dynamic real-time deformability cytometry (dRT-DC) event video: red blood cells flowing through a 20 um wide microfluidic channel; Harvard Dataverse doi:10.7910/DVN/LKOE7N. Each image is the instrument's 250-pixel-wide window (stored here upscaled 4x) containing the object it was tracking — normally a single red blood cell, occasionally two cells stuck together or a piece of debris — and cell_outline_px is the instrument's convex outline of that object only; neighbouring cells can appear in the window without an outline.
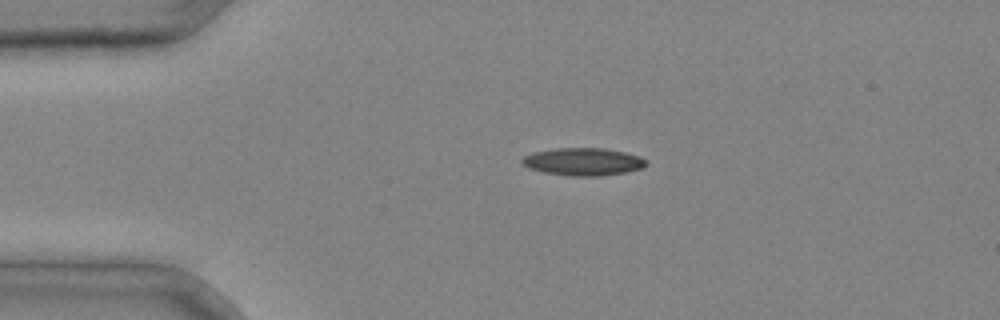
{"species": "common noctule bat (a hibernating species)", "species_latin": "Nyctalus noctula", "temperature_condition": "cold", "stored_images_in_passage": 4, "camera_frame_rate_fps": 3000, "um_per_image_px": 0.085, "animal": {"sex": "male", "body_mass_g": 20.4}, "frame": {"image": 1, "passage_image": 2, "time_ms": 0.333, "image_size_px": [1000, 320], "cell_outline_px": [[648, 164], [644, 168], [624, 172], [600, 176], [568, 176], [544, 172], [528, 168], [520, 164], [520, 160], [524, 156], [532, 152], [556, 148], [604, 148], [624, 152], [640, 156], [648, 160]], "centroid_in_image_um": [49.56, 13.74], "position_along_channel_um": 35.4, "area_um2": 20.23}}
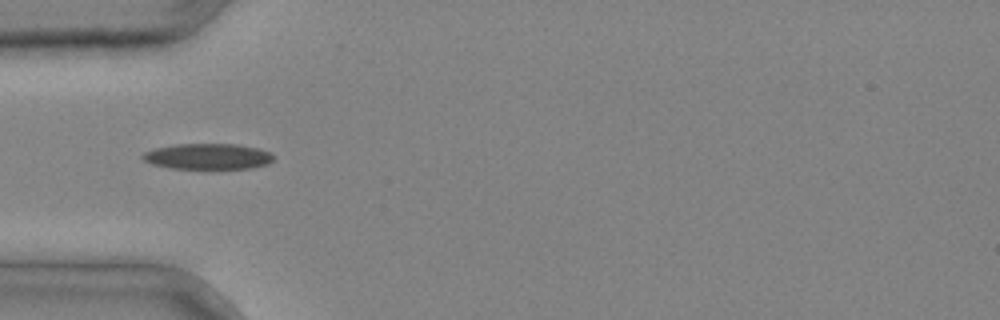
{"frame": {"image": 2, "passage_image": 3, "time_ms": 0.667, "image_size_px": [1000, 320], "cell_outline_px": [[272, 160], [268, 164], [252, 168], [172, 168], [152, 164], [144, 160], [140, 156], [144, 152], [156, 148], [176, 144], [236, 144], [256, 148], [268, 152], [272, 156]], "centroid_in_image_um": [17.63, 13.29], "position_along_channel_um": 67.4, "area_um2": 19.36}}